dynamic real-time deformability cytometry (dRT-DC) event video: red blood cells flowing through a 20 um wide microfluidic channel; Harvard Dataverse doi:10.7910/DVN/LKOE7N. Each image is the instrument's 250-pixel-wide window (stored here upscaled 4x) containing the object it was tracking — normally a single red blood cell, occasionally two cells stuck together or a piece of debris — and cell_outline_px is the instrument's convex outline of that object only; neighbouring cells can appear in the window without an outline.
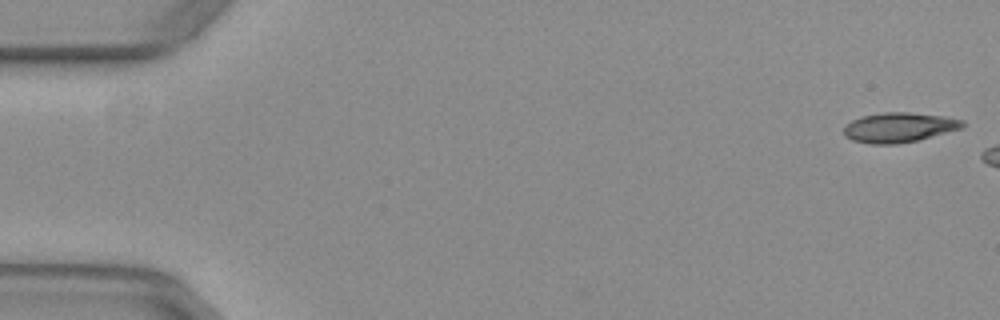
{"species": "common noctule bat (a hibernating species)", "species_latin": "Nyctalus noctula", "temperature_condition": "warm", "stored_images_in_passage": 6, "camera_frame_rate_fps": 3000, "um_per_image_px": 0.085, "animal": {"sex": "female", "body_mass_g": 29.2, "forearm_length_mm": 56.3}, "frame": {"image": 1, "passage_image": 1, "time_ms": 0.0, "image_size_px": [1000, 320], "cell_outline_px": [[964, 124], [960, 128], [916, 140], [896, 144], [868, 144], [852, 140], [844, 136], [844, 128], [852, 120], [860, 116], [884, 112], [908, 112], [944, 116], [964, 120]], "centroid_in_image_um": [76.37, 10.82], "position_along_channel_um": 8.6, "area_um2": 20.4}}